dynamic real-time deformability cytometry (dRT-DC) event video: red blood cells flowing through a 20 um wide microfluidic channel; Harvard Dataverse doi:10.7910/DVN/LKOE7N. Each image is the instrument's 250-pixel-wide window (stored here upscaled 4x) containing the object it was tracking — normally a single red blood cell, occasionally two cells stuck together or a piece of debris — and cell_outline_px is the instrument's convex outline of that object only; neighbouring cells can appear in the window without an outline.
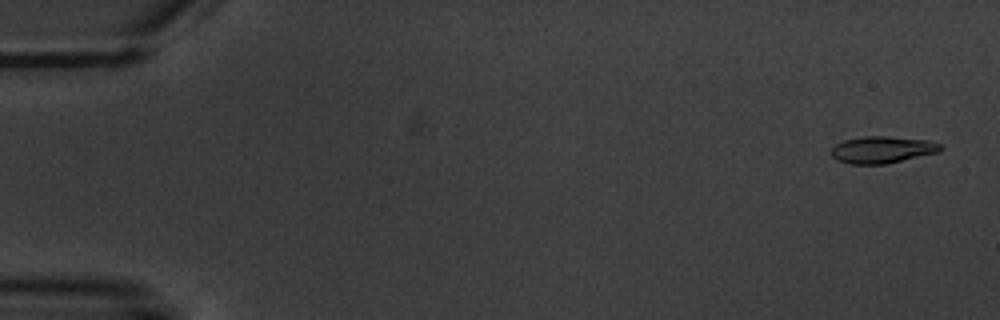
{"species": "common noctule bat (a hibernating species)", "species_latin": "Nyctalus noctula", "temperature_condition": "warm", "stored_images_in_passage": 4, "camera_frame_rate_fps": 3000, "um_per_image_px": 0.085, "animal": {"sex": "male", "body_mass_g": 20.1, "forearm_length_mm": 53.5}, "frame": {"image": 1, "passage_image": 1, "time_ms": 0.0, "image_size_px": [1000, 320], "cell_outline_px": [[944, 148], [940, 152], [884, 164], [848, 164], [836, 160], [828, 152], [836, 144], [844, 140], [864, 136], [888, 136], [928, 140], [944, 144]], "centroid_in_image_um": [75.0, 12.72], "position_along_channel_um": 10.0, "area_um2": 17.4}}